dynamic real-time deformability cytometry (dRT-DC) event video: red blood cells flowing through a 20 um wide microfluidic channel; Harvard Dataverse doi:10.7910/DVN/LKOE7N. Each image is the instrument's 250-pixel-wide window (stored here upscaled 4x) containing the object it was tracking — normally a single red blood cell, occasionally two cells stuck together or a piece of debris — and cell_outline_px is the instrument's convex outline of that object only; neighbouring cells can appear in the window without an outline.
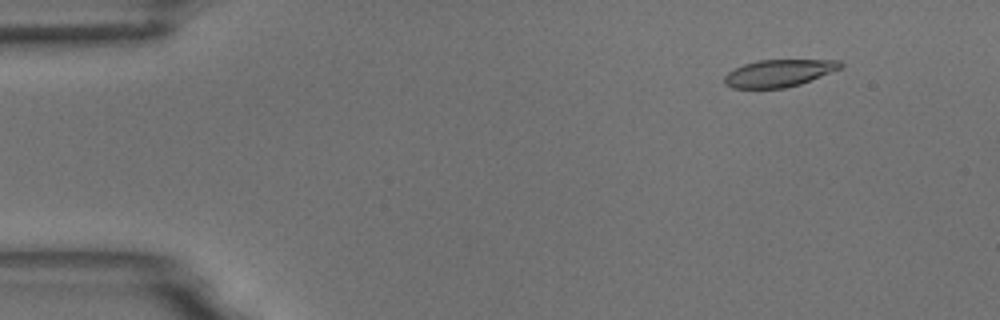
{"species": "common noctule bat (a hibernating species)", "species_latin": "Nyctalus noctula", "temperature_condition": "room temperature", "stored_images_in_passage": 59, "camera_frame_rate_fps": 3000, "um_per_image_px": 0.085, "animal": {"sex": "male", "body_mass_g": 18.8}, "frame": {"image": 1, "passage_image": 7, "time_ms": 2.0, "image_size_px": [1000, 320], "cell_outline_px": [[844, 64], [840, 68], [800, 84], [784, 88], [732, 88], [724, 84], [724, 76], [728, 72], [744, 64], [756, 60], [840, 60]], "centroid_in_image_um": [66.17, 6.21], "position_along_channel_um": 18.8, "area_um2": 18.26}}
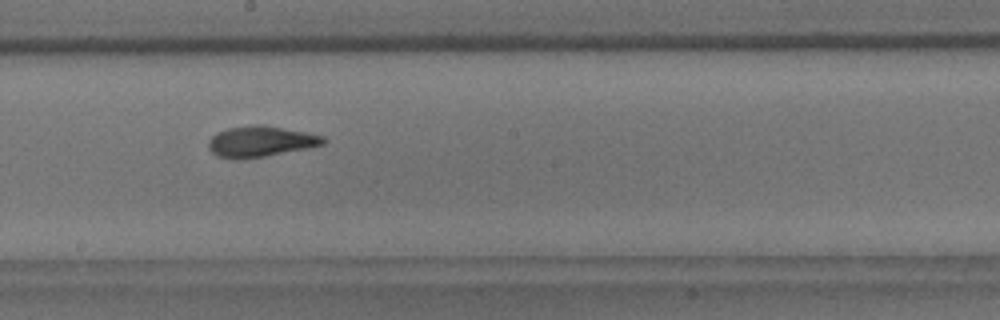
{"frame": {"image": 2, "passage_image": 33, "time_ms": 10.667, "image_size_px": [1000, 320], "cell_outline_px": [[328, 140], [324, 144], [308, 148], [264, 156], [216, 156], [208, 148], [208, 140], [216, 132], [228, 128], [256, 124], [260, 124], [304, 132], [324, 136]], "centroid_in_image_um": [22.18, 11.98], "position_along_channel_um": 226.0, "area_um2": 19.94}}
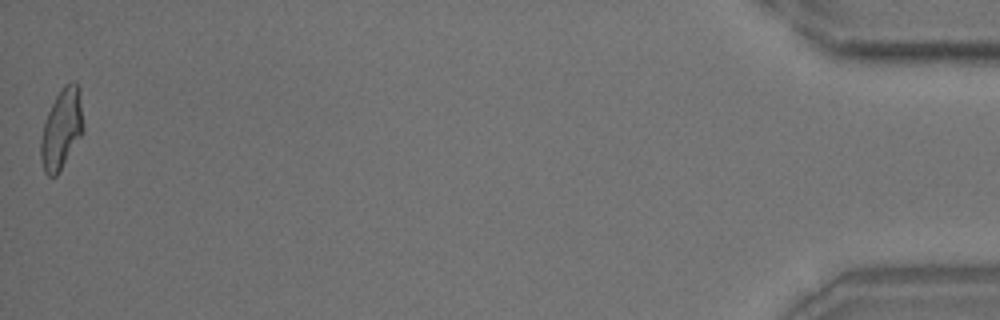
{"frame": {"image": 3, "passage_image": 59, "time_ms": 19.333, "image_size_px": [1000, 320], "cell_outline_px": [[84, 132], [56, 176], [48, 176], [44, 172], [40, 156], [40, 140], [44, 124], [48, 112], [56, 96], [64, 84], [72, 80], [76, 80], [80, 88], [84, 124]], "centroid_in_image_um": [5.26, 10.92], "position_along_channel_um": 429.9, "area_um2": 20.11}, "authors_computed_cell_mechanics": {"area_um2": 19.7676, "velocity_mm_per_s": 3.4456, "shape_relaxation_time_tau1_ms": 6.3522, "shape_relaxation_time_tau2_ms": 1.7968, "deformation_change_tau1": 0.1974, "deformation_change_tau2": 0.0931}}